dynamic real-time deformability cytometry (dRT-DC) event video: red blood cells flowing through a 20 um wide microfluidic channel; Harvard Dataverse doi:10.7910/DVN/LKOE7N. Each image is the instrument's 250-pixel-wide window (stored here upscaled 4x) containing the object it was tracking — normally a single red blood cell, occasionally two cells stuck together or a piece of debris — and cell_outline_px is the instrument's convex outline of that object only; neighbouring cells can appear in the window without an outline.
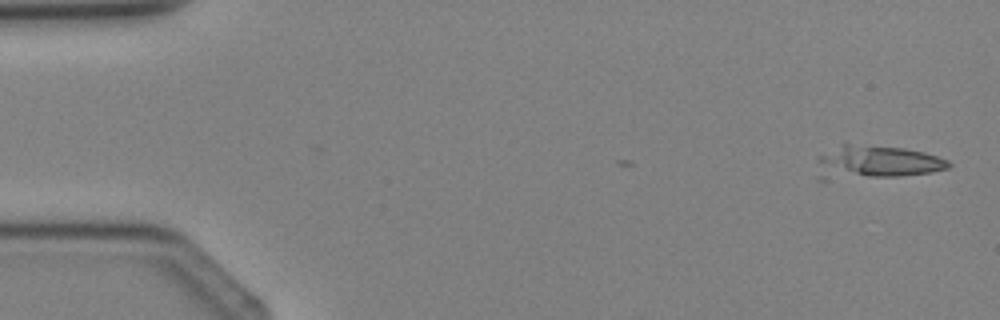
{"species": "Egyptian fruit bat (a non-hibernating species)", "species_latin": "Rousettus aegyptiacus", "temperature_condition": "cold", "stored_images_in_passage": 3, "camera_frame_rate_fps": 3000, "um_per_image_px": 0.085, "animal": {"sex": "female"}, "frame": {"image": 1, "passage_image": 1, "time_ms": 0.0, "image_size_px": [1000, 320], "cell_outline_px": [[952, 164], [948, 168], [932, 172], [900, 176], [868, 176], [856, 172], [832, 160], [844, 140], [904, 148], [924, 152], [948, 160]], "centroid_in_image_um": [75.39, 13.6], "position_along_channel_um": 9.6, "area_um2": 20.4}}